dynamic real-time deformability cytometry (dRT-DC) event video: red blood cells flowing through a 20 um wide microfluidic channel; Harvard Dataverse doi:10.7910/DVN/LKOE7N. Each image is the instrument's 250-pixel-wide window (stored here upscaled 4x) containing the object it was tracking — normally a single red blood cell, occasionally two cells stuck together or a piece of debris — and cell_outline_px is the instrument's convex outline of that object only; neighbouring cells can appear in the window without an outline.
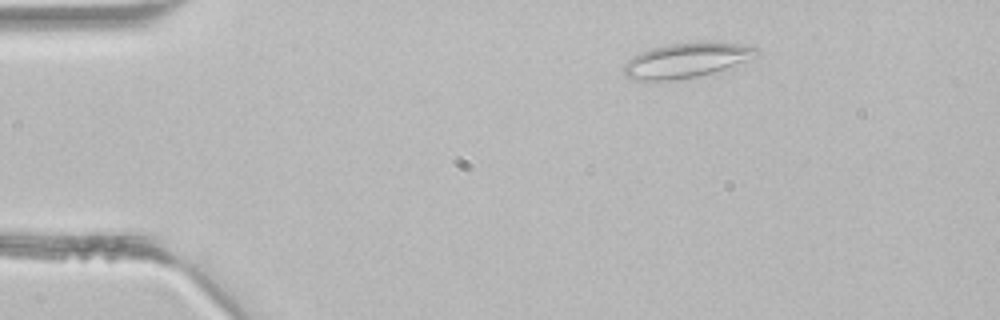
{"species": "common noctule bat (a hibernating species)", "species_latin": "Nyctalus noctula", "temperature_condition": "room temperature", "stored_images_in_passage": 4, "camera_frame_rate_fps": 3000, "um_per_image_px": 0.085, "animal": {"sex": "male", "body_mass_g": 21.5, "forearm_length_mm": 52.0}, "frame": {"image": 1, "passage_image": 2, "time_ms": 0.333, "image_size_px": [1000, 320], "cell_outline_px": [[760, 52], [744, 60], [724, 68], [712, 72], [696, 76], [672, 80], [632, 80], [624, 76], [624, 64], [632, 56], [648, 48], [668, 44], [736, 44], [760, 48]], "centroid_in_image_um": [58.19, 5.15], "position_along_channel_um": 26.8, "area_um2": 25.78}}